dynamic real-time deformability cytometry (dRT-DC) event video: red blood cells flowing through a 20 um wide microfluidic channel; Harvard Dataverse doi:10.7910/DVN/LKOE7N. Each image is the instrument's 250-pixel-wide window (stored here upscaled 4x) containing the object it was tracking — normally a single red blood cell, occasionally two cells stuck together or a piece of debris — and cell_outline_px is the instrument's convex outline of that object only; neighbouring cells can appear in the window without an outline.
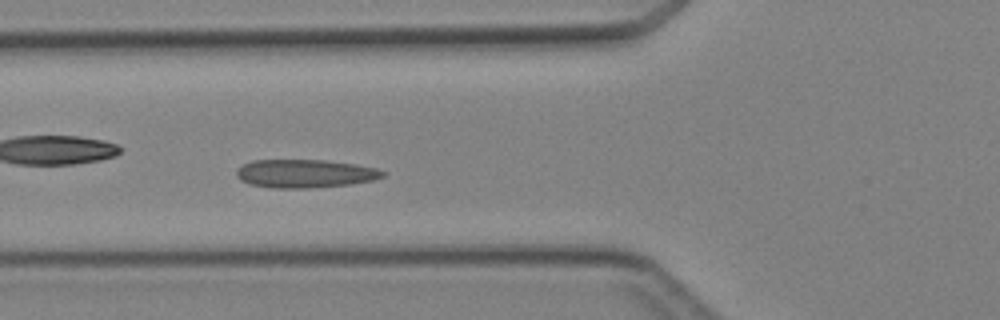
{"species": "Egyptian fruit bat (a non-hibernating species)", "species_latin": "Rousettus aegyptiacus", "temperature_condition": "cold", "stored_images_in_passage": 6, "camera_frame_rate_fps": 3000, "um_per_image_px": 0.085, "animal": {"sex": "female"}, "frame": {"image": 1, "passage_image": 6, "time_ms": 5.667, "image_size_px": [1000, 320], "cell_outline_px": [[388, 172], [384, 176], [372, 180], [352, 184], [308, 188], [272, 188], [248, 184], [240, 180], [236, 176], [236, 172], [244, 164], [252, 160], [324, 160], [356, 164], [376, 168]], "centroid_in_image_um": [25.94, 14.76], "position_along_channel_um": 99.9, "area_um2": 24.22}}